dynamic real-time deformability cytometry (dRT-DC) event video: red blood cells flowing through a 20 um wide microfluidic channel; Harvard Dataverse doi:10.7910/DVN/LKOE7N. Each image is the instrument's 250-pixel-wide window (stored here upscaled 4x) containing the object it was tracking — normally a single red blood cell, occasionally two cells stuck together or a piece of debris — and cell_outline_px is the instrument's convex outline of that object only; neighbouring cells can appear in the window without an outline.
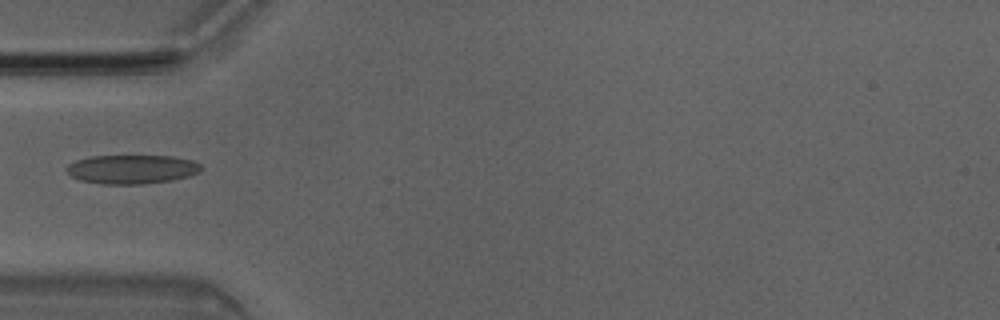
{"species": "Egyptian fruit bat (a non-hibernating species)", "species_latin": "Rousettus aegyptiacus", "temperature_condition": "room temperature", "stored_images_in_passage": 3, "camera_frame_rate_fps": 3000, "um_per_image_px": 0.085, "animal": {"sex": "male"}, "frame": {"image": 1, "passage_image": 2, "time_ms": 0.333, "image_size_px": [1000, 320], "cell_outline_px": [[200, 172], [188, 176], [172, 180], [140, 184], [100, 184], [80, 180], [72, 176], [64, 168], [68, 164], [76, 160], [92, 156], [172, 156], [192, 160], [200, 164]], "centroid_in_image_um": [11.18, 14.39], "position_along_channel_um": 73.8, "area_um2": 22.66}}